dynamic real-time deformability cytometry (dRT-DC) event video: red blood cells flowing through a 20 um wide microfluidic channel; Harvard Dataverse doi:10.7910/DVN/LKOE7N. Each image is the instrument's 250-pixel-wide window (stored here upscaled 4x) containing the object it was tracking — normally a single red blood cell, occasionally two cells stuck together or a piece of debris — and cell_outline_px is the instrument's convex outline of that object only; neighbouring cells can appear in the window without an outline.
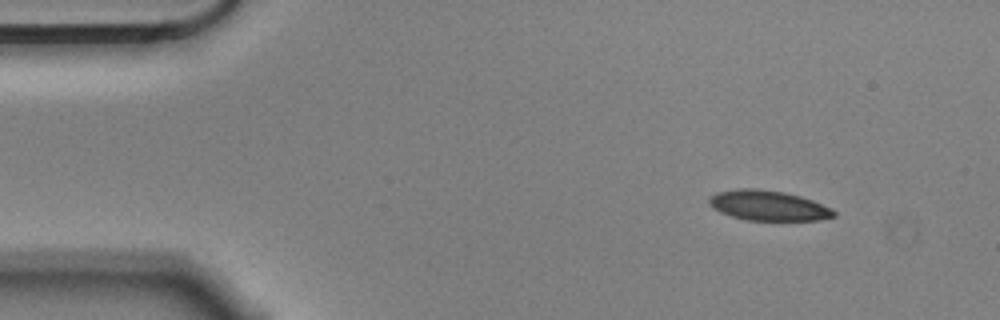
{"species": "Egyptian fruit bat (a non-hibernating species)", "species_latin": "Rousettus aegyptiacus", "temperature_condition": "cold", "stored_images_in_passage": 51, "camera_frame_rate_fps": 3000, "um_per_image_px": 0.085, "animal": {"sex": "male"}, "frame": {"image": 1, "passage_image": 1, "time_ms": 0.0, "image_size_px": [1000, 320], "cell_outline_px": [[836, 216], [820, 220], [744, 220], [720, 212], [712, 208], [708, 200], [716, 192], [736, 188], [756, 188], [784, 192], [800, 196], [812, 200], [832, 208], [836, 212]], "centroid_in_image_um": [65.3, 17.47], "position_along_channel_um": 19.7, "area_um2": 21.96}}
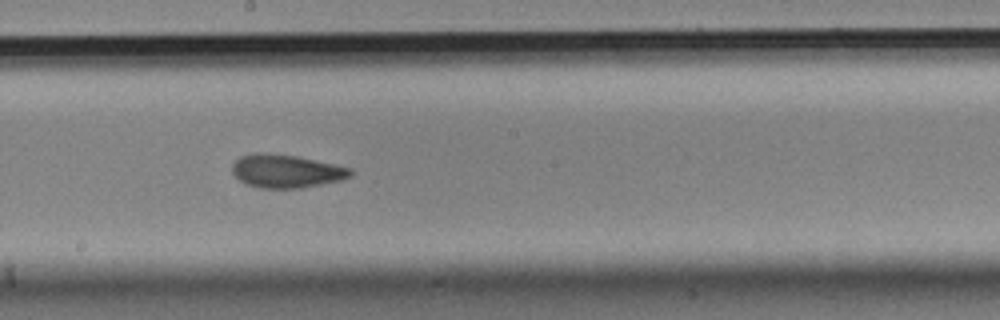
{"frame": {"image": 2, "passage_image": 25, "time_ms": 8.0, "image_size_px": [1000, 320], "cell_outline_px": [[352, 176], [340, 180], [300, 188], [260, 188], [244, 184], [232, 172], [232, 164], [240, 156], [256, 152], [264, 152], [296, 156], [352, 168]], "centroid_in_image_um": [24.29, 14.54], "position_along_channel_um": 223.9, "area_um2": 22.89}}
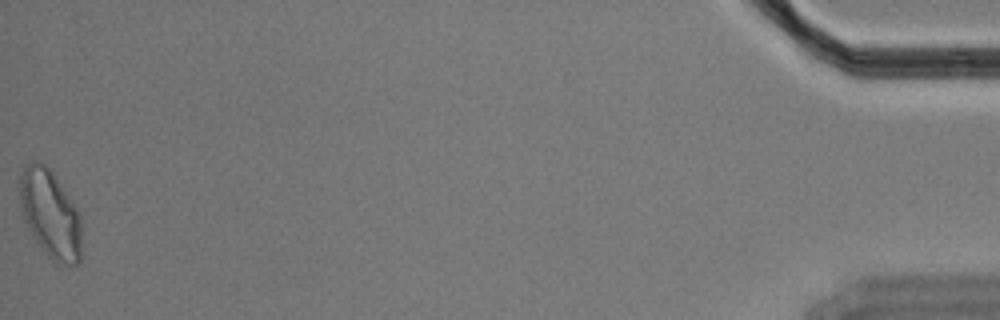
{"frame": {"image": 3, "passage_image": 51, "time_ms": 16.667, "image_size_px": [1000, 320], "cell_outline_px": [[80, 260], [76, 264], [56, 264], [48, 256], [32, 236], [24, 220], [20, 204], [20, 176], [24, 168], [32, 160], [40, 160], [52, 172], [76, 208], [80, 216]], "centroid_in_image_um": [4.25, 18.19], "position_along_channel_um": 431.0, "area_um2": 31.33}, "authors_computed_cell_mechanics": {"area_um2": 22.9466, "velocity_mm_per_s": 3.5387, "shape_relaxation_time_tau1_ms": 4.8714, "shape_relaxation_time_tau2_ms": 2.5112, "deformation_change_tau1": 0.1296, "deformation_change_tau2": 0.0922}}